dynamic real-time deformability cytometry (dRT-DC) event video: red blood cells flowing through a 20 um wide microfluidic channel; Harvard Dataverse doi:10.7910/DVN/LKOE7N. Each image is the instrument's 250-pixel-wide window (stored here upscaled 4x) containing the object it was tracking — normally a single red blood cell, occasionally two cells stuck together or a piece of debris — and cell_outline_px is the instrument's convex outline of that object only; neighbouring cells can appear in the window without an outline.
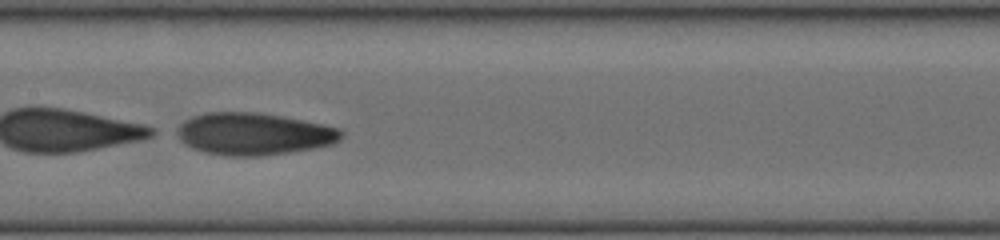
{"species": "human", "species_latin": "Homo sapiens", "temperature_condition": "cold", "stored_images_in_passage": 28, "camera_frame_rate_fps": 3000, "um_per_image_px": 0.085, "donor": {"sex": "female"}, "frame": {"image": 1, "passage_image": 12, "time_ms": 3.667, "image_size_px": [1000, 240], "cell_outline_px": [[344, 136], [340, 140], [332, 144], [312, 148], [288, 152], [260, 156], [228, 156], [204, 152], [192, 148], [184, 144], [172, 132], [184, 120], [192, 116], [208, 112], [256, 112], [280, 116], [340, 128], [344, 132]], "centroid_in_image_um": [21.5, 11.38], "position_along_channel_um": 185.9, "area_um2": 40.46}}
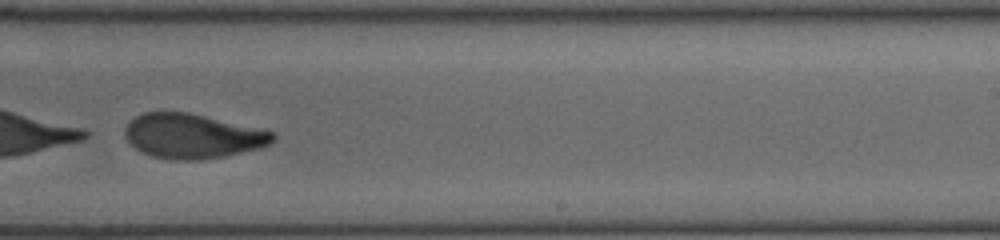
{"frame": {"image": 2, "passage_image": 18, "time_ms": 5.667, "image_size_px": [1000, 240], "cell_outline_px": [[276, 140], [272, 144], [260, 148], [224, 156], [196, 160], [172, 160], [152, 156], [136, 148], [124, 136], [124, 128], [136, 116], [144, 112], [188, 112], [272, 132], [276, 136]], "centroid_in_image_um": [16.35, 11.57], "position_along_channel_um": 272.6, "area_um2": 38.03}}
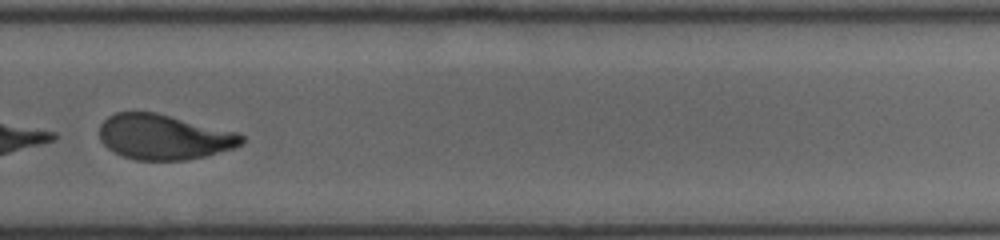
{"frame": {"image": 3, "passage_image": 21, "time_ms": 6.667, "image_size_px": [1000, 240], "cell_outline_px": [[244, 144], [232, 148], [204, 156], [188, 160], [136, 160], [124, 156], [108, 148], [100, 140], [100, 124], [108, 116], [116, 112], [156, 112], [240, 132], [244, 136]], "centroid_in_image_um": [13.97, 11.63], "position_along_channel_um": 315.8, "area_um2": 37.57}}